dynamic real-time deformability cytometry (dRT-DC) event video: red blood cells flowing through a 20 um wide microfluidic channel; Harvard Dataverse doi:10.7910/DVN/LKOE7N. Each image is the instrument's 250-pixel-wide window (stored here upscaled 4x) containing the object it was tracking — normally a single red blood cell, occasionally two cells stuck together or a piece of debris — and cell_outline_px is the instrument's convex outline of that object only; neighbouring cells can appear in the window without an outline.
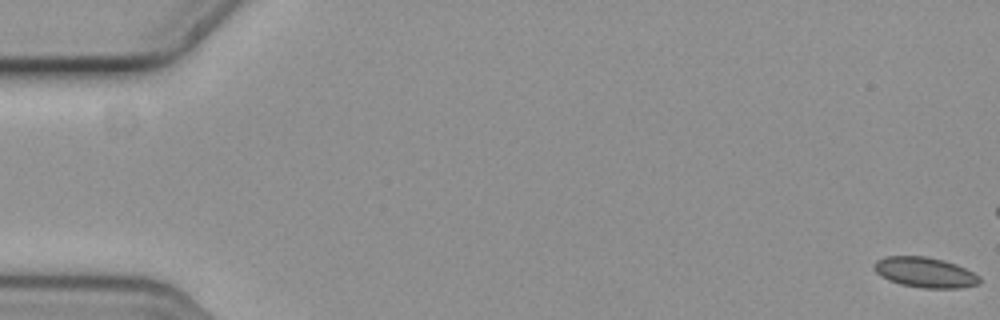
{"species": "common noctule bat (a hibernating species)", "species_latin": "Nyctalus noctula", "temperature_condition": "cold", "stored_images_in_passage": 18, "camera_frame_rate_fps": 3000, "um_per_image_px": 0.085, "animal": {"sex": "female", "body_mass_g": 19.3, "forearm_length_mm": 54.1}, "frame": {"image": 1, "passage_image": 1, "time_ms": 0.0, "image_size_px": [1000, 320], "cell_outline_px": [[980, 284], [960, 288], [924, 288], [900, 284], [888, 280], [880, 276], [872, 268], [872, 264], [876, 260], [884, 256], [924, 256], [944, 260], [956, 264], [980, 276]], "centroid_in_image_um": [78.59, 23.15], "position_along_channel_um": 6.4, "area_um2": 18.79}}